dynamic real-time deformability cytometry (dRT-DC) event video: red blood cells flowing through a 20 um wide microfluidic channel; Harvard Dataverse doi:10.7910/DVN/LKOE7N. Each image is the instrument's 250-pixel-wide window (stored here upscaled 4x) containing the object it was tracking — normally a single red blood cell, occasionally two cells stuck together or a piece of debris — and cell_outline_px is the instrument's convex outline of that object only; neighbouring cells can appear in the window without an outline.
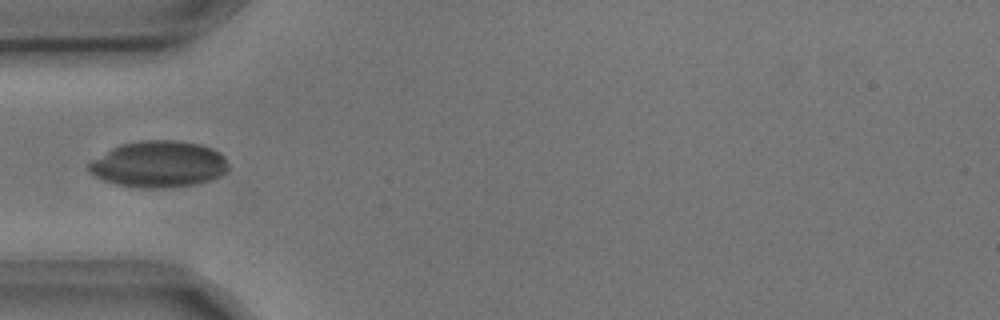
{"species": "common noctule bat (a hibernating species)", "species_latin": "Nyctalus noctula", "temperature_condition": "cold", "stored_images_in_passage": 5, "camera_frame_rate_fps": 3000, "um_per_image_px": 0.085, "animal": {"sex": "male", "body_mass_g": 17.9, "forearm_length_mm": 54.2}, "frame": {"image": 1, "passage_image": 5, "time_ms": 1.333, "image_size_px": [1000, 320], "cell_outline_px": [[228, 168], [220, 176], [196, 184], [152, 188], [140, 188], [116, 184], [104, 180], [88, 172], [88, 164], [92, 160], [112, 148], [120, 144], [140, 140], [176, 140], [200, 144], [212, 148], [220, 152], [224, 156]], "centroid_in_image_um": [13.47, 13.94], "position_along_channel_um": 71.5, "area_um2": 37.57}}